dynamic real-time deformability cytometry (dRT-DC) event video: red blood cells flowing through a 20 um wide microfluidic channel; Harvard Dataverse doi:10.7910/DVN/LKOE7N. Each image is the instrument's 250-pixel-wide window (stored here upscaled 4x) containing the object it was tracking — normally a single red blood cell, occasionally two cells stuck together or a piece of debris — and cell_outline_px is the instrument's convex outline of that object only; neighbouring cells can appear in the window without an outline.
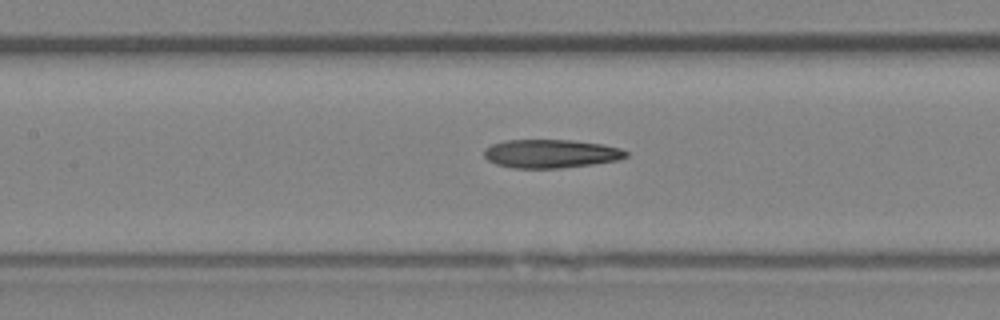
{"species": "Egyptian fruit bat (a non-hibernating species)", "species_latin": "Rousettus aegyptiacus", "temperature_condition": "room temperature", "stored_images_in_passage": 33, "camera_frame_rate_fps": 3000, "um_per_image_px": 0.085, "animal": {"sex": "female"}, "frame": {"image": 1, "passage_image": 19, "time_ms": 6.0, "image_size_px": [1000, 320], "cell_outline_px": [[628, 156], [620, 160], [592, 164], [560, 168], [512, 168], [496, 164], [488, 160], [484, 156], [484, 148], [492, 144], [504, 140], [572, 140], [604, 144], [620, 148], [628, 152]], "centroid_in_image_um": [46.83, 13.06], "position_along_channel_um": 160.6, "area_um2": 23.76}}